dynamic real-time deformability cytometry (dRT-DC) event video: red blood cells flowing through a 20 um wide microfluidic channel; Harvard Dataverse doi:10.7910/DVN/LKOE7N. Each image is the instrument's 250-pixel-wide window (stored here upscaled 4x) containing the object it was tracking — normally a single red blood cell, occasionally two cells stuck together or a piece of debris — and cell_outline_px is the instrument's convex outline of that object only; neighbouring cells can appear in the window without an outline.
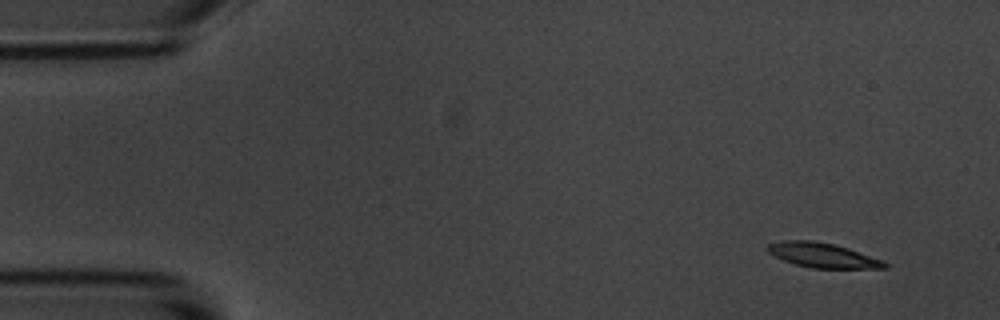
{"species": "common noctule bat (a hibernating species)", "species_latin": "Nyctalus noctula", "temperature_condition": "room temperature", "stored_images_in_passage": 4, "camera_frame_rate_fps": 3000, "um_per_image_px": 0.085, "animal": {"sex": "male", "body_mass_g": 20.1, "forearm_length_mm": 53.5}, "frame": {"image": 1, "passage_image": 1, "time_ms": 0.0, "image_size_px": [1000, 320], "cell_outline_px": [[888, 268], [812, 268], [796, 264], [784, 260], [768, 252], [764, 248], [768, 244], [780, 240], [812, 240], [832, 244], [848, 248], [884, 260], [888, 264]], "centroid_in_image_um": [69.92, 21.69], "position_along_channel_um": 15.1, "area_um2": 16.82}}
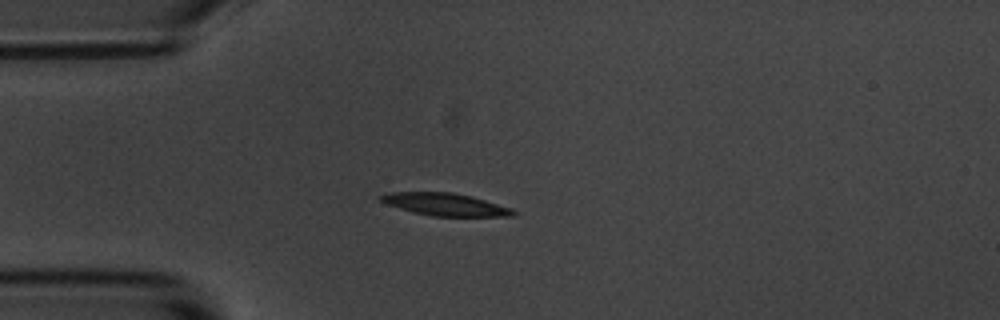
{"frame": {"image": 2, "passage_image": 4, "time_ms": 1.0, "image_size_px": [1000, 320], "cell_outline_px": [[516, 212], [512, 216], [432, 216], [412, 212], [388, 204], [380, 200], [376, 196], [392, 192], [452, 192], [472, 196], [512, 208]], "centroid_in_image_um": [37.84, 17.37], "position_along_channel_um": 47.2, "area_um2": 17.28}}